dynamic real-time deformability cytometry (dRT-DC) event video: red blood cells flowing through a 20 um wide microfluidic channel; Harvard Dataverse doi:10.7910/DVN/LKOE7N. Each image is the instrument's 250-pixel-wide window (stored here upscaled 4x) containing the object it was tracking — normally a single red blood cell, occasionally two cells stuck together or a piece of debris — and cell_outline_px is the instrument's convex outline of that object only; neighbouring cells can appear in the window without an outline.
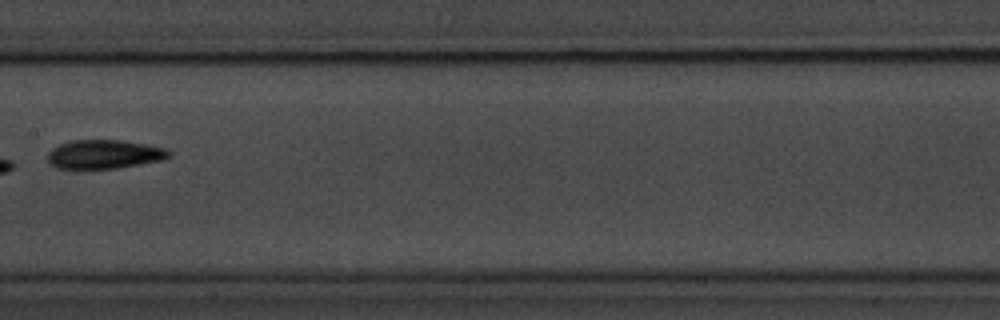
{"species": "common noctule bat (a hibernating species)", "species_latin": "Nyctalus noctula", "temperature_condition": "room temperature", "stored_images_in_passage": 9, "camera_frame_rate_fps": 3000, "um_per_image_px": 0.085, "animal": {"sex": "male", "body_mass_g": 20.1, "forearm_length_mm": 53.5}, "frame": {"image": 1, "passage_image": 8, "time_ms": 9.333, "image_size_px": [1000, 320], "cell_outline_px": [[172, 152], [164, 160], [116, 168], [56, 168], [48, 164], [48, 152], [52, 148], [60, 144], [72, 140], [120, 140], [144, 144], [164, 148]], "centroid_in_image_um": [8.83, 13.11], "position_along_channel_um": 198.6, "area_um2": 20.29}}
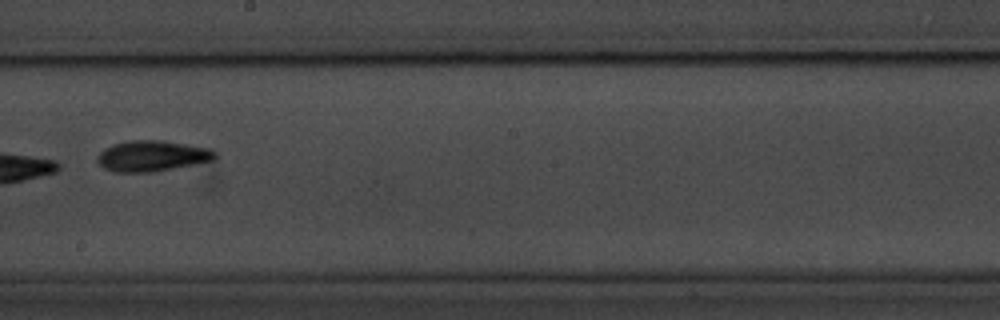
{"frame": {"image": 2, "passage_image": 9, "time_ms": 10.333, "image_size_px": [1000, 320], "cell_outline_px": [[216, 160], [196, 164], [152, 172], [116, 172], [104, 168], [96, 160], [96, 156], [104, 148], [112, 144], [128, 140], [164, 140], [208, 148], [216, 152]], "centroid_in_image_um": [12.92, 13.25], "position_along_channel_um": 235.3, "area_um2": 21.27}}